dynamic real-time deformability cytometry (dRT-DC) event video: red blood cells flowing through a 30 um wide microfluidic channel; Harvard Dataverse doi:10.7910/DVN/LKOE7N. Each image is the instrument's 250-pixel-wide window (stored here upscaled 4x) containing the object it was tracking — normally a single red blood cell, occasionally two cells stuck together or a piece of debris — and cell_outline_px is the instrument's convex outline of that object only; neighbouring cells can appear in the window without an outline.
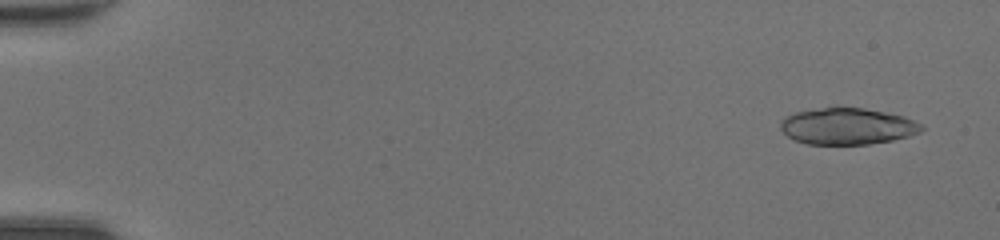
{"species": "common noctule bat (a hibernating species)", "species_latin": "Nyctalus noctula", "temperature_condition": "room temperature", "stored_images_in_passage": 47, "camera_frame_rate_fps": 3000, "um_per_image_px": 0.085, "animal": {"sex": "female", "body_mass_g": 20.0, "forearm_length_mm": 54.0}, "frame": {"image": 1, "passage_image": 3, "time_ms": 0.667, "image_size_px": [1000, 240], "cell_outline_px": [[924, 128], [920, 132], [908, 136], [892, 140], [868, 144], [808, 144], [796, 140], [788, 136], [780, 128], [780, 120], [784, 116], [796, 112], [836, 104], [864, 108], [904, 116], [920, 124]], "centroid_in_image_um": [71.98, 10.69], "position_along_channel_um": 13.0, "area_um2": 30.46}}
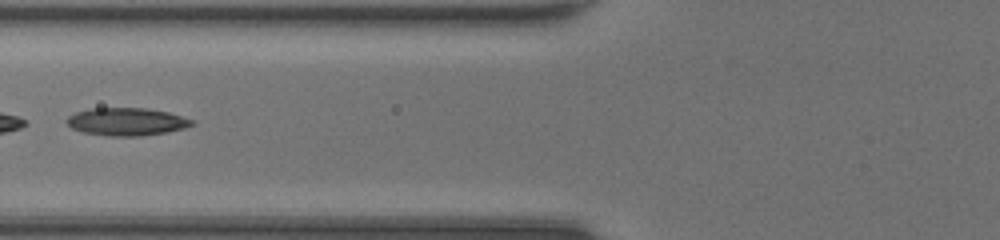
{"frame": {"image": 2, "passage_image": 21, "time_ms": 6.667, "image_size_px": [1000, 240], "cell_outline_px": [[196, 124], [184, 128], [164, 132], [140, 136], [108, 136], [84, 132], [72, 128], [64, 120], [68, 116], [76, 112], [88, 108], [148, 108], [168, 112], [196, 120]], "centroid_in_image_um": [10.77, 10.33], "position_along_channel_um": 115.0, "area_um2": 20.35}}
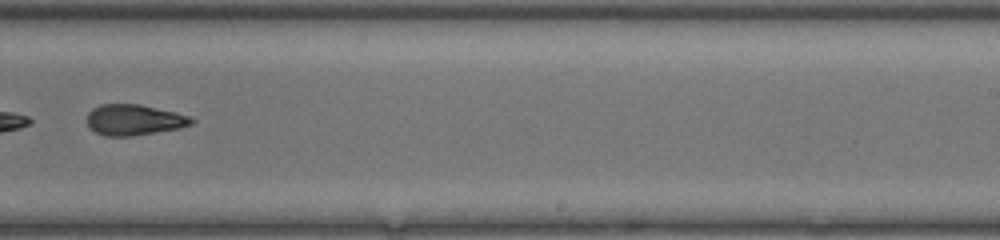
{"frame": {"image": 3, "passage_image": 32, "time_ms": 10.333, "image_size_px": [1000, 240], "cell_outline_px": [[196, 120], [192, 124], [180, 128], [132, 136], [104, 136], [88, 128], [88, 112], [92, 108], [100, 104], [140, 104], [176, 112], [188, 116]], "centroid_in_image_um": [11.39, 10.19], "position_along_channel_um": 277.6, "area_um2": 18.84}}